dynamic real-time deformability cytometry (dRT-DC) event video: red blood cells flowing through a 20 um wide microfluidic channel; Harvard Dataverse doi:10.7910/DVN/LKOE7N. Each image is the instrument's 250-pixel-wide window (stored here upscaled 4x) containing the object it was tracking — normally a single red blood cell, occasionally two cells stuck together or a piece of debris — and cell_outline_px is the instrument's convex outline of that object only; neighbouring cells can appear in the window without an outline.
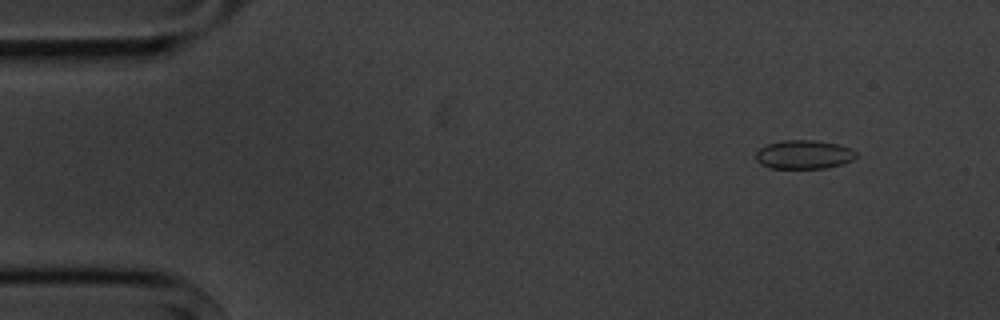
{"species": "common noctule bat (a hibernating species)", "species_latin": "Nyctalus noctula", "temperature_condition": "cold", "stored_images_in_passage": 6, "camera_frame_rate_fps": 3000, "um_per_image_px": 0.085, "animal": {"sex": "male", "body_mass_g": 20.1, "forearm_length_mm": 53.5}, "frame": {"image": 1, "passage_image": 2, "time_ms": 1.0, "image_size_px": [1000, 320], "cell_outline_px": [[856, 156], [852, 160], [844, 164], [824, 168], [768, 168], [760, 164], [756, 160], [756, 152], [760, 148], [768, 144], [784, 140], [816, 140], [836, 144], [848, 148], [856, 152]], "centroid_in_image_um": [68.3, 13.14], "position_along_channel_um": 16.7, "area_um2": 16.76}}
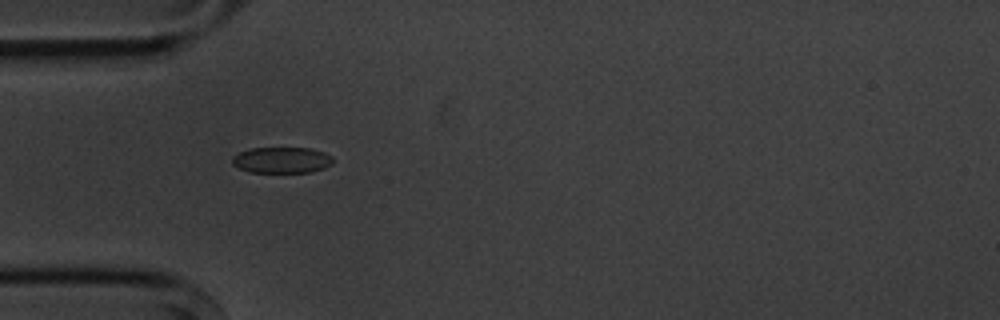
{"frame": {"image": 2, "passage_image": 5, "time_ms": 4.667, "image_size_px": [1000, 320], "cell_outline_px": [[332, 164], [324, 168], [312, 172], [248, 172], [232, 164], [232, 156], [240, 152], [252, 148], [308, 148], [324, 152], [332, 156]], "centroid_in_image_um": [23.95, 13.61], "position_along_channel_um": 61.1, "area_um2": 15.26}}
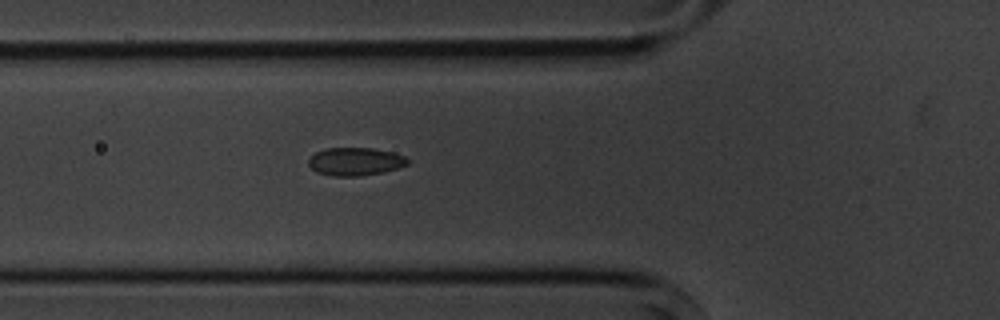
{"frame": {"image": 3, "passage_image": 6, "time_ms": 5.667, "image_size_px": [1000, 320], "cell_outline_px": [[408, 164], [384, 172], [360, 176], [332, 176], [316, 172], [308, 164], [308, 160], [316, 152], [324, 148], [372, 148], [392, 152], [404, 156], [408, 160]], "centroid_in_image_um": [30.17, 13.73], "position_along_channel_um": 95.6, "area_um2": 16.13}}